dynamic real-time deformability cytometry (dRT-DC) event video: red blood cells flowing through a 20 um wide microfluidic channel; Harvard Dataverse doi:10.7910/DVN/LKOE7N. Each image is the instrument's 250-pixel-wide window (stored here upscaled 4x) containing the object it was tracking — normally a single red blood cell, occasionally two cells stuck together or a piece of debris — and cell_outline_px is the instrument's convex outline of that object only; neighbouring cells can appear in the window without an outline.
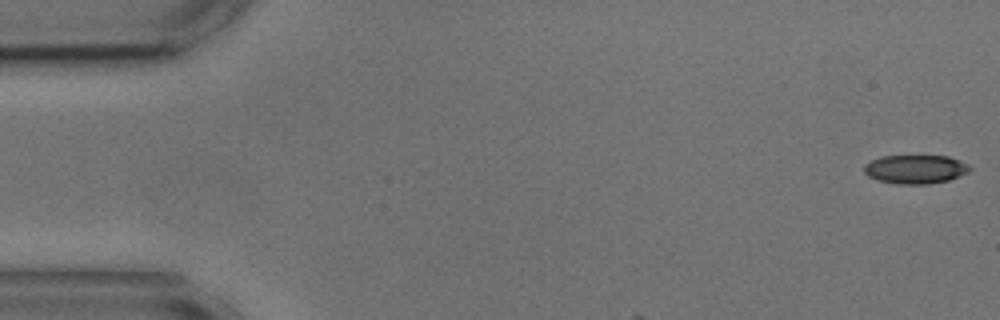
{"species": "common noctule bat (a hibernating species)", "species_latin": "Nyctalus noctula", "temperature_condition": "cold", "stored_images_in_passage": 4, "camera_frame_rate_fps": 3000, "um_per_image_px": 0.085, "animal": {"sex": "male", "body_mass_g": 17.9, "forearm_length_mm": 54.2}, "frame": {"image": 1, "passage_image": 1, "time_ms": 0.0, "image_size_px": [1000, 320], "cell_outline_px": [[972, 168], [968, 172], [948, 180], [928, 184], [896, 184], [880, 180], [868, 176], [864, 172], [864, 164], [880, 156], [948, 156], [968, 164]], "centroid_in_image_um": [77.8, 14.38], "position_along_channel_um": 7.2, "area_um2": 17.63}}